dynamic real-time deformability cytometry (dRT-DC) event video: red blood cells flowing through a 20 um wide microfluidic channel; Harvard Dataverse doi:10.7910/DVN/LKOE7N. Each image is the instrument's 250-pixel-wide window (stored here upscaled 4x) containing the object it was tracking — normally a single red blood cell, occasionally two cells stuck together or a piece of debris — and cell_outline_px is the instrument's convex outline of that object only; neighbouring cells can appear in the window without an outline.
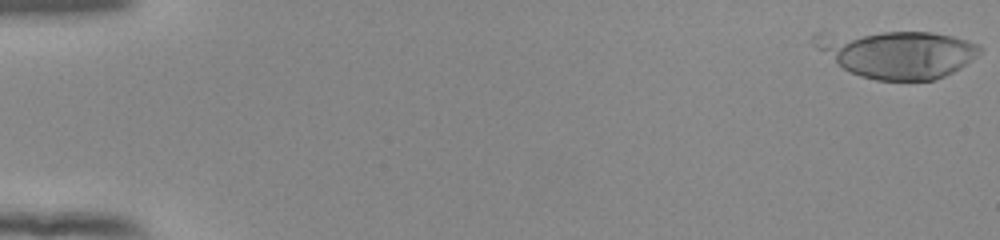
{"species": "human", "species_latin": "Homo sapiens", "temperature_condition": "room temperature", "stored_images_in_passage": 22, "camera_frame_rate_fps": 3000, "um_per_image_px": 0.085, "donor": {"sex": "female"}, "frame": {"image": 1, "passage_image": 1, "time_ms": 0.0, "image_size_px": [1000, 240], "cell_outline_px": [[984, 48], [976, 56], [960, 68], [944, 76], [932, 80], [876, 80], [860, 76], [848, 72], [836, 64], [816, 48], [812, 44], [812, 36], [816, 32], [828, 28], [932, 32], [952, 36], [968, 40], [980, 44]], "centroid_in_image_um": [76.1, 4.5], "position_along_channel_um": 8.9, "area_um2": 47.97}}